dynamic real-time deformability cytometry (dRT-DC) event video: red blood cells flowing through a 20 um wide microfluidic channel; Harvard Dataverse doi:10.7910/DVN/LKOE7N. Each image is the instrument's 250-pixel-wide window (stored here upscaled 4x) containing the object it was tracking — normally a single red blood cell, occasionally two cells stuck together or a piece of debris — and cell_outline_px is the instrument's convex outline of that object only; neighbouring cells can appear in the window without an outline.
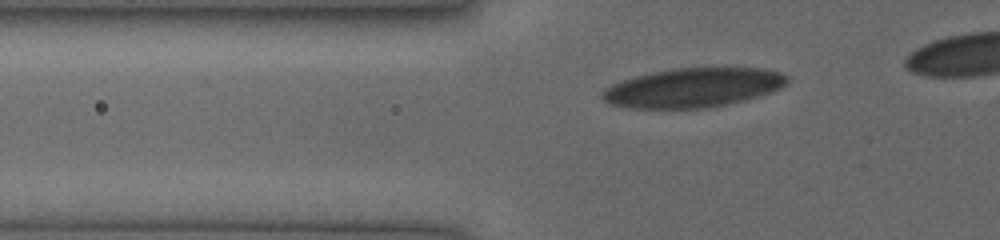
{"species": "human", "species_latin": "Homo sapiens", "temperature_condition": "cold", "stored_images_in_passage": 34, "camera_frame_rate_fps": 3000, "um_per_image_px": 0.085, "donor": {"sex": "female"}, "frame": {"image": 1, "passage_image": 7, "time_ms": 2.0, "image_size_px": [1000, 240], "cell_outline_px": [[788, 80], [780, 88], [756, 96], [724, 104], [704, 108], [632, 108], [608, 104], [600, 96], [600, 92], [604, 88], [620, 80], [652, 72], [672, 68], [764, 68], [780, 72], [788, 76]], "centroid_in_image_um": [58.83, 7.44], "position_along_channel_um": 67.0, "area_um2": 42.02}}
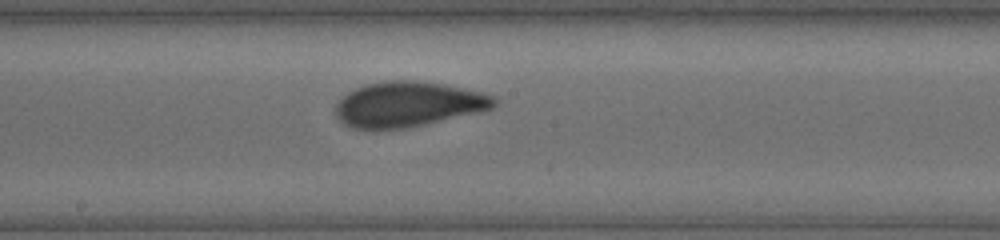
{"frame": {"image": 2, "passage_image": 18, "time_ms": 5.667, "image_size_px": [1000, 240], "cell_outline_px": [[496, 104], [492, 108], [476, 112], [424, 124], [404, 128], [352, 128], [344, 124], [336, 116], [336, 104], [348, 92], [356, 88], [368, 84], [392, 80], [412, 80], [444, 84], [464, 88], [480, 92], [492, 96], [496, 100]], "centroid_in_image_um": [34.67, 8.85], "position_along_channel_um": 213.5, "area_um2": 40.92}}
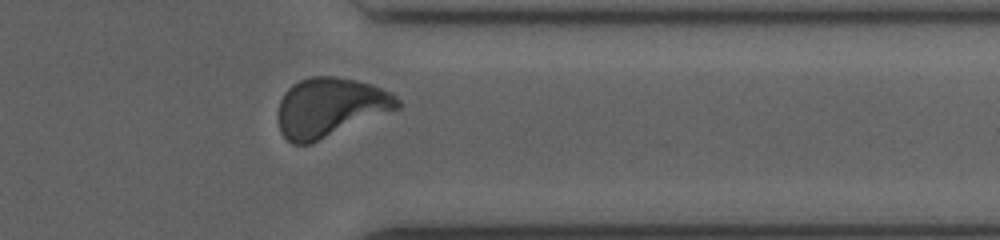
{"frame": {"image": 3, "passage_image": 30, "time_ms": 9.667, "image_size_px": [1000, 240], "cell_outline_px": [[404, 104], [400, 108], [312, 144], [292, 144], [280, 132], [280, 100], [284, 92], [292, 84], [300, 80], [312, 76], [336, 76], [356, 80], [372, 84], [396, 96]], "centroid_in_image_um": [28.09, 9.13], "position_along_channel_um": 383.3, "area_um2": 41.27}}